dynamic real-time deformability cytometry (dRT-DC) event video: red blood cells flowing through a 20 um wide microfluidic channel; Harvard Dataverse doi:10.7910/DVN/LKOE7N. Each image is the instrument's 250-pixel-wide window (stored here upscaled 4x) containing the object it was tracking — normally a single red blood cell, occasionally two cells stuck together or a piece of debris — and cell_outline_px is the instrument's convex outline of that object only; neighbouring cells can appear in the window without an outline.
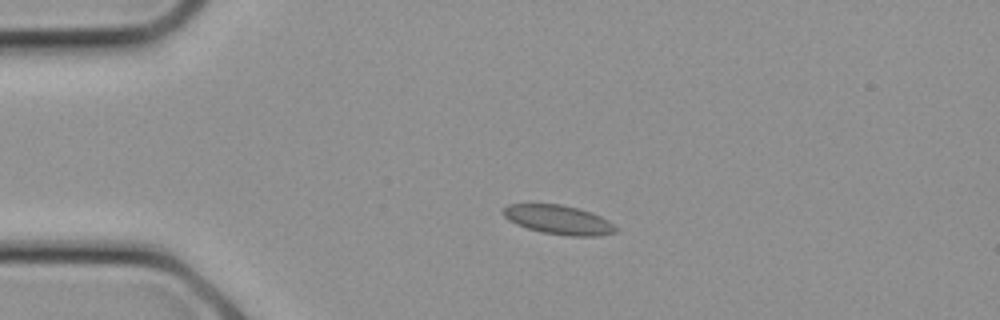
{"species": "common noctule bat (a hibernating species)", "species_latin": "Nyctalus noctula", "temperature_condition": "cold", "stored_images_in_passage": 10, "camera_frame_rate_fps": 3000, "um_per_image_px": 0.085, "animal": {"sex": "female", "body_mass_g": 21.9}, "frame": {"image": 1, "passage_image": 5, "time_ms": 1.333, "image_size_px": [1000, 320], "cell_outline_px": [[616, 232], [596, 236], [568, 236], [540, 232], [516, 224], [508, 220], [500, 212], [508, 204], [560, 204], [580, 208], [600, 216], [608, 220], [616, 228]], "centroid_in_image_um": [47.44, 18.68], "position_along_channel_um": 37.6, "area_um2": 19.13}}
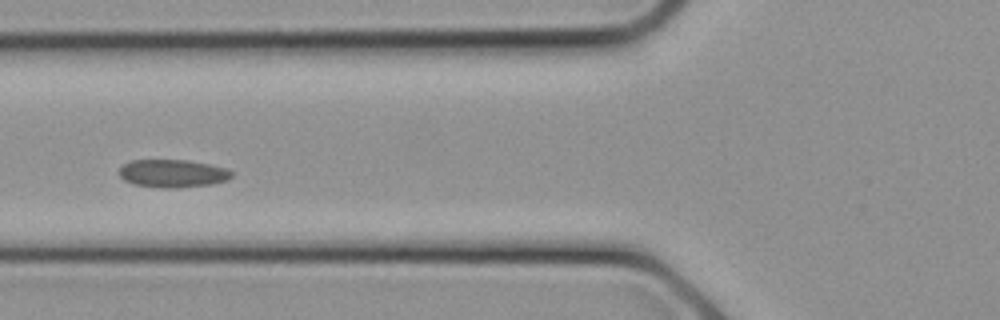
{"frame": {"image": 2, "passage_image": 9, "time_ms": 2.667, "image_size_px": [1000, 320], "cell_outline_px": [[232, 176], [228, 180], [212, 184], [176, 188], [164, 188], [132, 184], [124, 180], [120, 176], [120, 168], [124, 164], [132, 160], [188, 160], [208, 164], [224, 168], [232, 172]], "centroid_in_image_um": [14.67, 14.75], "position_along_channel_um": 111.1, "area_um2": 18.21}}